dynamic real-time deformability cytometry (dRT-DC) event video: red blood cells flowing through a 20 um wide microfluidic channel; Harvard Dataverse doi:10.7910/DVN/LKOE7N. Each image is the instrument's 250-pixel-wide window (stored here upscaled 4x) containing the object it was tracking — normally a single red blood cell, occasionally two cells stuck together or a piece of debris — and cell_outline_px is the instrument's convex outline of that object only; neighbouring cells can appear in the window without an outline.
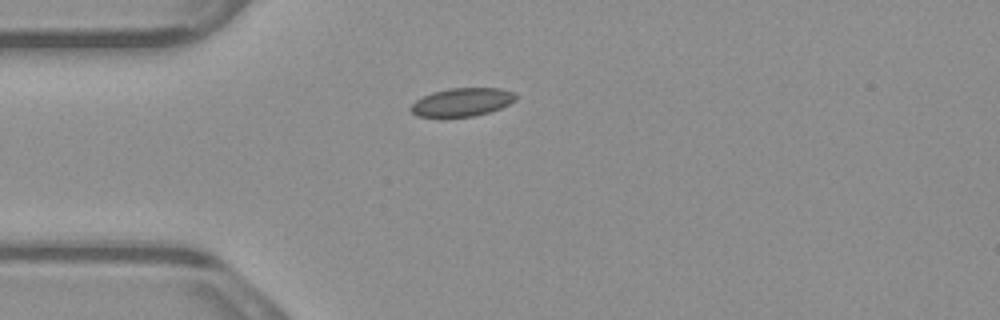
{"species": "common noctule bat (a hibernating species)", "species_latin": "Nyctalus noctula", "temperature_condition": "warm", "stored_images_in_passage": 41, "camera_frame_rate_fps": 3000, "um_per_image_px": 0.085, "animal": {"sex": "male", "body_mass_g": 23.1, "forearm_length_mm": 52.7}, "frame": {"image": 1, "passage_image": 1, "time_ms": 0.0, "image_size_px": [1000, 320], "cell_outline_px": [[516, 100], [500, 108], [476, 116], [416, 116], [408, 108], [416, 100], [432, 92], [448, 88], [500, 88], [512, 92], [516, 96]], "centroid_in_image_um": [39.26, 8.67], "position_along_channel_um": 45.7, "area_um2": 17.11}}
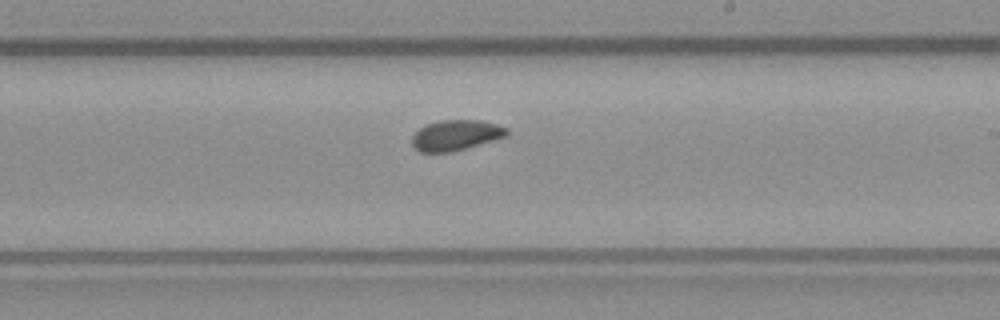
{"frame": {"image": 2, "passage_image": 18, "time_ms": 5.667, "image_size_px": [1000, 320], "cell_outline_px": [[508, 136], [452, 152], [420, 152], [412, 144], [412, 136], [424, 124], [440, 120], [480, 120], [496, 124], [508, 128]], "centroid_in_image_um": [38.75, 11.48], "position_along_channel_um": 250.2, "area_um2": 16.88}}
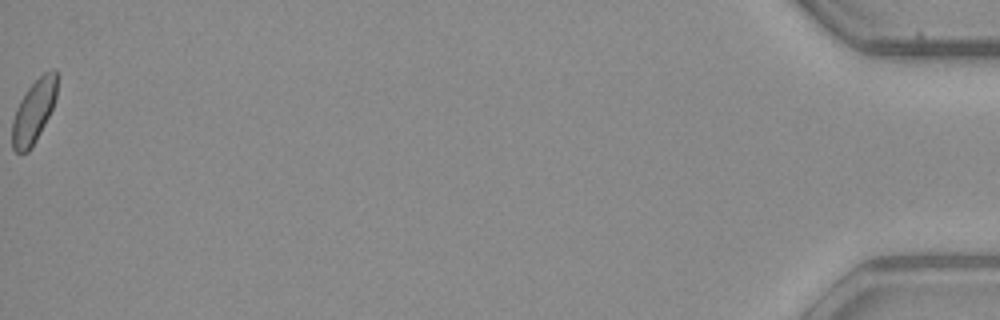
{"frame": {"image": 3, "passage_image": 41, "time_ms": 13.333, "image_size_px": [1000, 320], "cell_outline_px": [[60, 76], [56, 96], [52, 108], [36, 140], [28, 152], [16, 152], [12, 148], [12, 120], [16, 108], [20, 100], [28, 88], [44, 72], [52, 68], [56, 68]], "centroid_in_image_um": [2.9, 9.4], "position_along_channel_um": 432.3, "area_um2": 16.65}}